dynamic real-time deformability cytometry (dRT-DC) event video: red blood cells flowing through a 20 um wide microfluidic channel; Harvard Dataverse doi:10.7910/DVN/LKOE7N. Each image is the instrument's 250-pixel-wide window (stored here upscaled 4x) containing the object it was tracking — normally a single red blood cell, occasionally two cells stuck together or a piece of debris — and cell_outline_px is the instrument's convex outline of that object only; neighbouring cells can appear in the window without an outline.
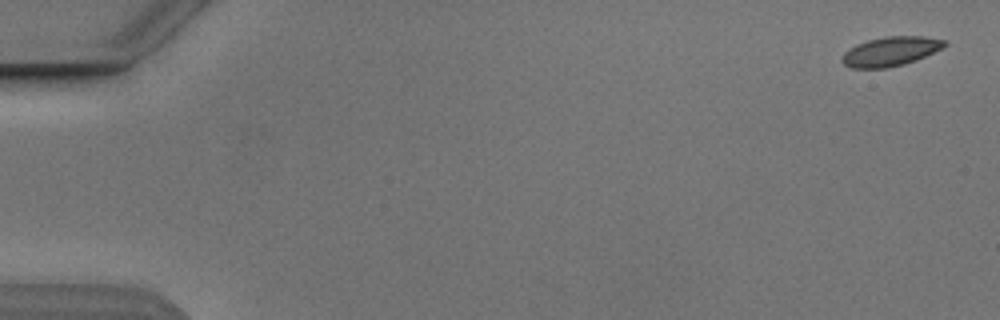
{"species": "Egyptian fruit bat (a non-hibernating species)", "species_latin": "Rousettus aegyptiacus", "temperature_condition": "cold", "stored_images_in_passage": 6, "camera_frame_rate_fps": 3000, "um_per_image_px": 0.085, "animal": {"sex": "male"}, "frame": {"image": 1, "passage_image": 1, "time_ms": 0.0, "image_size_px": [1000, 320], "cell_outline_px": [[948, 44], [916, 60], [904, 64], [884, 68], [852, 68], [844, 64], [840, 60], [844, 52], [856, 44], [868, 40], [884, 36], [924, 36], [944, 40]], "centroid_in_image_um": [75.65, 4.36], "position_along_channel_um": 9.3, "area_um2": 17.34}}
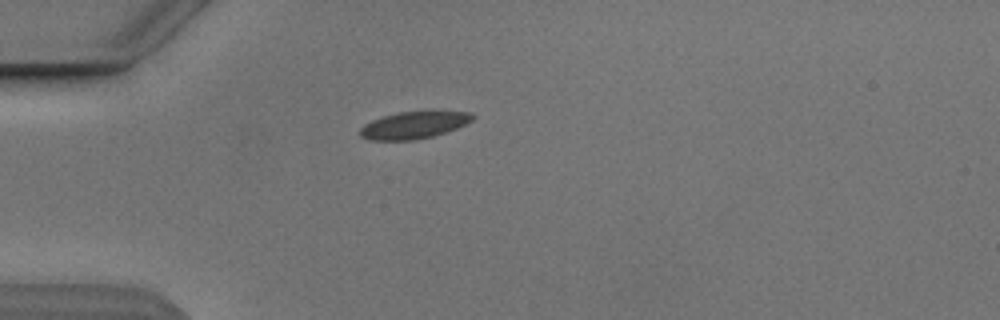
{"frame": {"image": 2, "passage_image": 5, "time_ms": 4.667, "image_size_px": [1000, 320], "cell_outline_px": [[476, 116], [472, 120], [456, 128], [432, 136], [412, 140], [368, 140], [360, 136], [360, 128], [364, 124], [372, 120], [384, 116], [400, 112], [472, 112]], "centroid_in_image_um": [35.14, 10.64], "position_along_channel_um": 49.9, "area_um2": 17.4}}